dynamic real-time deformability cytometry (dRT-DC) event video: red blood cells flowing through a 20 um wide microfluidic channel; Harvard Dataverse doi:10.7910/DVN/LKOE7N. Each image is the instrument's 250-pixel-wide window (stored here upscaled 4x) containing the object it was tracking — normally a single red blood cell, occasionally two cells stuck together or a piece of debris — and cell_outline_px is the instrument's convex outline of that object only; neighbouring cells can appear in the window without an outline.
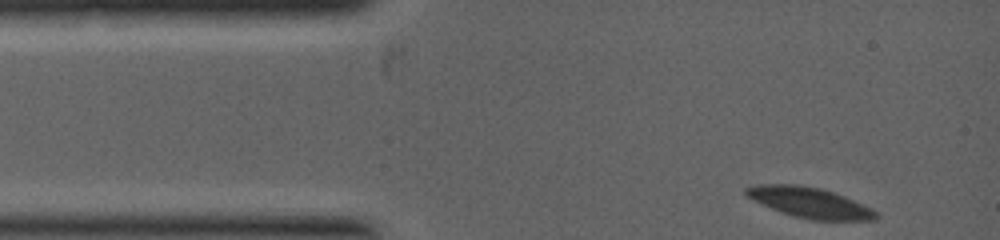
{"species": "common noctule bat (a hibernating species)", "species_latin": "Nyctalus noctula", "temperature_condition": "warm", "stored_images_in_passage": 7, "camera_frame_rate_fps": 5000, "um_per_image_px": 0.085, "animal": {"sex": "female", "body_mass_g": 19.0, "forearm_length_mm": 53.3}, "frame": {"image": 1, "passage_image": 1, "time_ms": 0.0, "image_size_px": [1000, 240], "cell_outline_px": [[880, 216], [876, 220], [812, 220], [792, 216], [752, 200], [744, 196], [744, 188], [756, 184], [800, 184], [820, 188], [836, 192], [872, 208]], "centroid_in_image_um": [68.81, 17.21], "position_along_channel_um": 16.2, "area_um2": 23.35}}
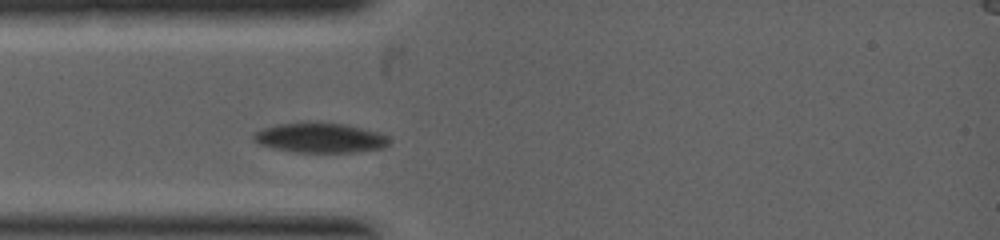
{"frame": {"image": 2, "passage_image": 5, "time_ms": 1.4, "image_size_px": [1000, 240], "cell_outline_px": [[388, 144], [384, 148], [356, 152], [296, 152], [272, 148], [260, 144], [252, 140], [252, 136], [256, 132], [264, 128], [280, 124], [316, 120], [348, 124], [376, 132], [384, 136], [388, 140]], "centroid_in_image_um": [27.18, 11.69], "position_along_channel_um": 57.8, "area_um2": 23.81}}
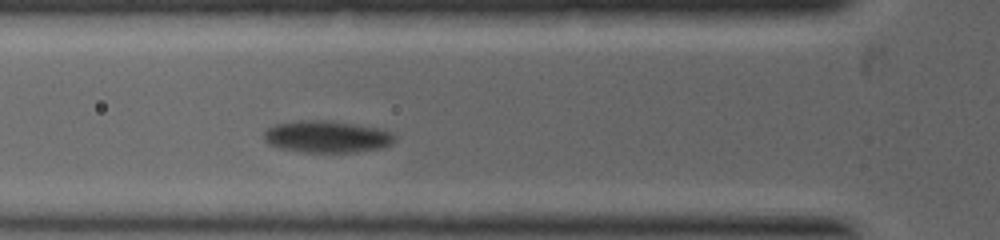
{"frame": {"image": 3, "passage_image": 7, "time_ms": 2.0, "image_size_px": [1000, 240], "cell_outline_px": [[396, 140], [380, 148], [356, 152], [304, 152], [280, 148], [268, 144], [264, 140], [264, 132], [268, 128], [276, 124], [300, 120], [332, 120], [376, 128], [388, 132], [396, 136]], "centroid_in_image_um": [27.74, 11.61], "position_along_channel_um": 98.1, "area_um2": 24.16}}